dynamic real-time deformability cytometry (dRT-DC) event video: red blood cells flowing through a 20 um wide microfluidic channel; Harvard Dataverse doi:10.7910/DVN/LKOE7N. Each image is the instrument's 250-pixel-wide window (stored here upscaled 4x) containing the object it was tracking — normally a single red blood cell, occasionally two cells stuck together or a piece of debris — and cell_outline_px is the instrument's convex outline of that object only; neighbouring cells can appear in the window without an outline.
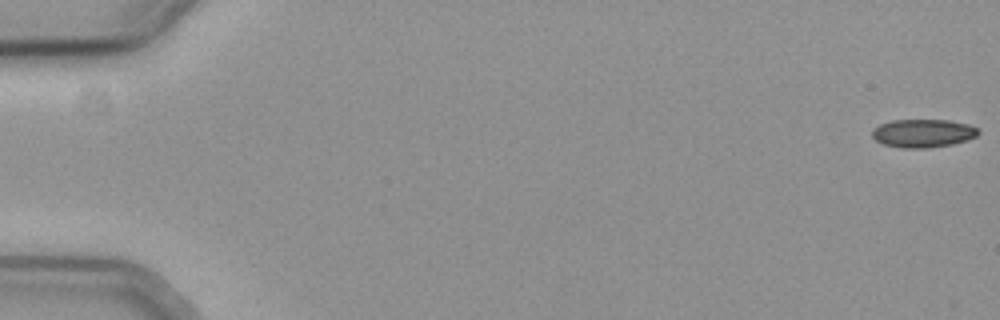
{"species": "common noctule bat (a hibernating species)", "species_latin": "Nyctalus noctula", "temperature_condition": "cold", "stored_images_in_passage": 57, "camera_frame_rate_fps": 3000, "um_per_image_px": 0.085, "animal": {"sex": "female", "body_mass_g": 19.3, "forearm_length_mm": 54.1}, "frame": {"image": 1, "passage_image": 1, "time_ms": 0.0, "image_size_px": [1000, 320], "cell_outline_px": [[980, 132], [976, 136], [952, 144], [928, 148], [904, 148], [884, 144], [876, 140], [872, 136], [872, 128], [880, 124], [892, 120], [948, 120], [968, 124], [976, 128]], "centroid_in_image_um": [78.43, 11.32], "position_along_channel_um": 6.6, "area_um2": 17.34}}
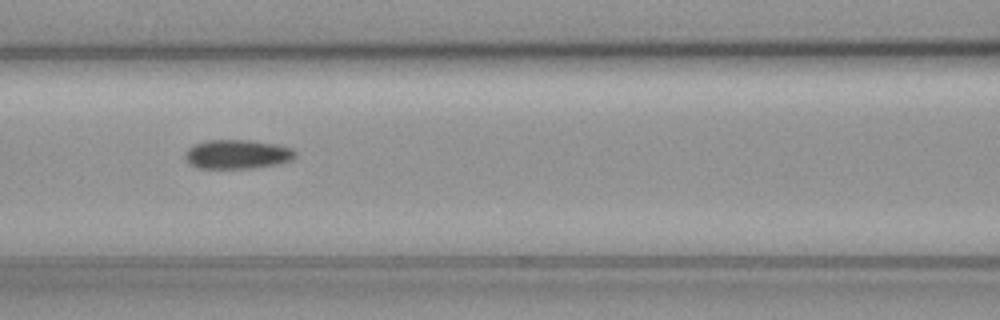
{"frame": {"image": 2, "passage_image": 26, "time_ms": 8.333, "image_size_px": [1000, 320], "cell_outline_px": [[296, 156], [288, 160], [272, 164], [244, 168], [200, 168], [192, 164], [184, 156], [188, 148], [196, 144], [208, 140], [248, 140], [276, 144], [292, 148], [296, 152]], "centroid_in_image_um": [20.15, 13.09], "position_along_channel_um": 146.4, "area_um2": 18.15}}
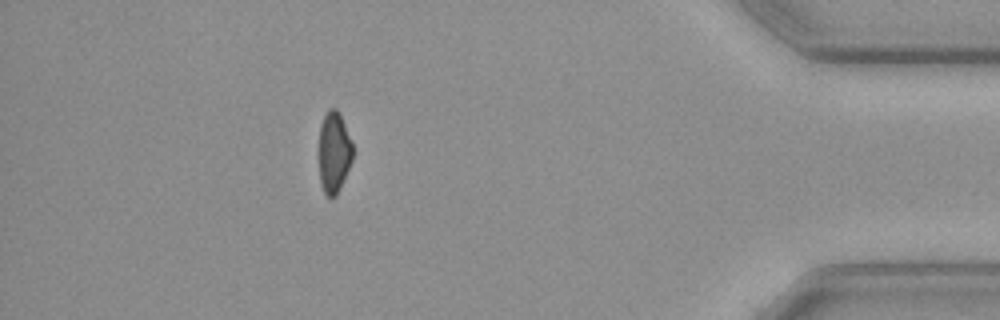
{"frame": {"image": 3, "passage_image": 51, "time_ms": 16.667, "image_size_px": [1000, 320], "cell_outline_px": [[352, 160], [340, 188], [336, 196], [328, 196], [324, 192], [320, 184], [320, 124], [328, 108], [336, 108], [340, 112], [352, 144]], "centroid_in_image_um": [28.39, 12.92], "position_along_channel_um": 406.8, "area_um2": 15.78}, "authors_computed_cell_mechanics": {"area_um2": 17.918, "velocity_mm_per_s": 3.7235, "shape_relaxation_time_tau1_ms": 5.9069, "shape_relaxation_time_tau2_ms": null, "deformation_change_tau1": 0.0812, "deformation_change_tau2": null}}